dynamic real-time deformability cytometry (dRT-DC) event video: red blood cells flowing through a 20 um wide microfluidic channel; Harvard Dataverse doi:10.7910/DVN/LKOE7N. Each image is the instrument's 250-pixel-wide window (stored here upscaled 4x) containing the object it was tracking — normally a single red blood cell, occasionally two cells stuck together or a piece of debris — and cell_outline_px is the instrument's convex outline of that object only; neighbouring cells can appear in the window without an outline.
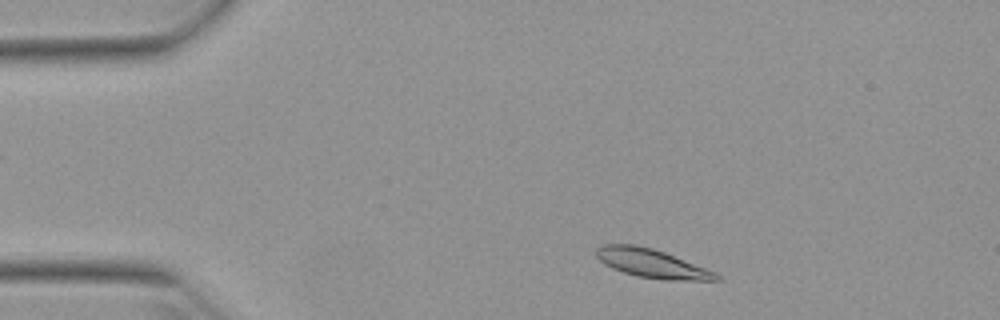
{"species": "Egyptian fruit bat (a non-hibernating species)", "species_latin": "Rousettus aegyptiacus", "temperature_condition": "warm", "stored_images_in_passage": 47, "camera_frame_rate_fps": 3000, "um_per_image_px": 0.085, "animal": {"sex": "female"}, "frame": {"image": 1, "passage_image": 4, "time_ms": 1.0, "image_size_px": [1000, 320], "cell_outline_px": [[720, 280], [664, 280], [636, 276], [612, 268], [604, 264], [596, 256], [596, 248], [600, 244], [636, 244], [652, 248], [664, 252], [716, 272], [720, 276]], "centroid_in_image_um": [55.37, 22.38], "position_along_channel_um": 29.6, "area_um2": 20.06}}
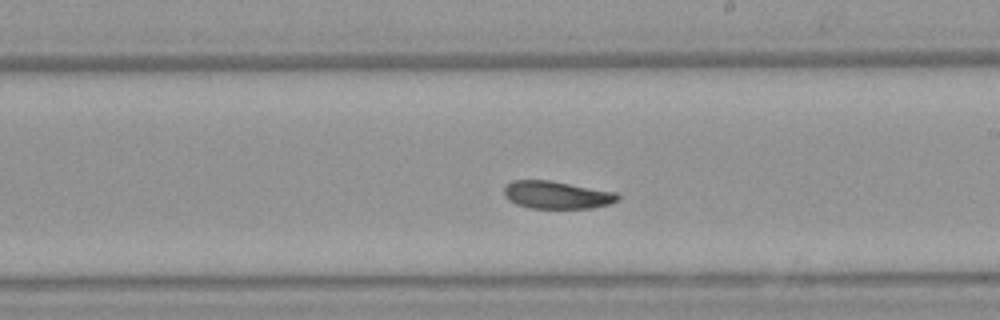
{"frame": {"image": 2, "passage_image": 25, "time_ms": 8.0, "image_size_px": [1000, 320], "cell_outline_px": [[620, 200], [608, 204], [592, 208], [528, 208], [516, 204], [508, 200], [504, 196], [504, 188], [512, 180], [548, 180], [616, 192], [620, 196]], "centroid_in_image_um": [47.32, 16.57], "position_along_channel_um": 241.7, "area_um2": 18.32}}
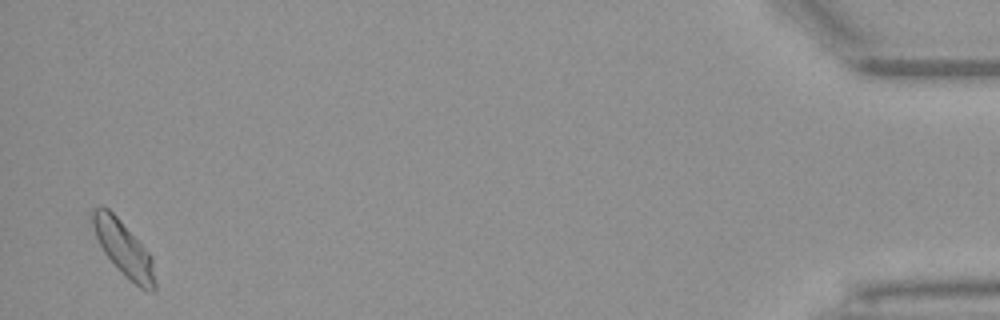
{"frame": {"image": 3, "passage_image": 46, "time_ms": 15.0, "image_size_px": [1000, 320], "cell_outline_px": [[156, 292], [148, 292], [140, 288], [124, 276], [104, 252], [96, 236], [88, 216], [92, 208], [108, 208], [120, 220], [152, 256], [156, 280]], "centroid_in_image_um": [10.52, 21.16], "position_along_channel_um": 424.7, "area_um2": 20.06}, "authors_computed_cell_mechanics": {"area_um2": 19.1896, "velocity_mm_per_s": 3.8664, "shape_relaxation_time_tau1_ms": 5.3528, "shape_relaxation_time_tau2_ms": 4.5491, "deformation_change_tau1": 0.1194, "deformation_change_tau2": 0.0848}}